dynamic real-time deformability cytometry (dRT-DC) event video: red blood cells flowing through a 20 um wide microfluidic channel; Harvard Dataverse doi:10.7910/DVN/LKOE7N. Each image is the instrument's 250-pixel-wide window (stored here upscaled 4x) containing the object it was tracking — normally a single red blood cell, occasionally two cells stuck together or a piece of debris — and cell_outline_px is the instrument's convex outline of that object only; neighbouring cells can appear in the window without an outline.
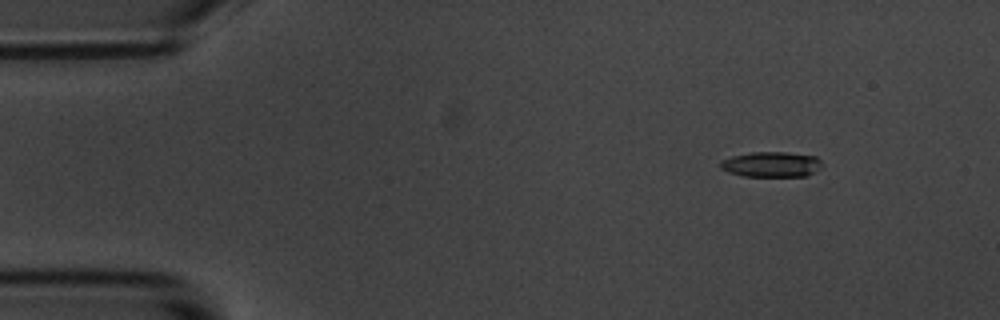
{"species": "common noctule bat (a hibernating species)", "species_latin": "Nyctalus noctula", "temperature_condition": "room temperature", "stored_images_in_passage": 5, "camera_frame_rate_fps": 3000, "um_per_image_px": 0.085, "animal": {"sex": "male", "body_mass_g": 20.1, "forearm_length_mm": 53.5}, "frame": {"image": 1, "passage_image": 1, "time_ms": 0.0, "image_size_px": [1000, 320], "cell_outline_px": [[824, 164], [816, 172], [804, 176], [744, 176], [728, 172], [720, 168], [720, 160], [732, 156], [752, 152], [784, 152], [816, 156]], "centroid_in_image_um": [65.58, 13.97], "position_along_channel_um": 19.4, "area_um2": 15.09}}
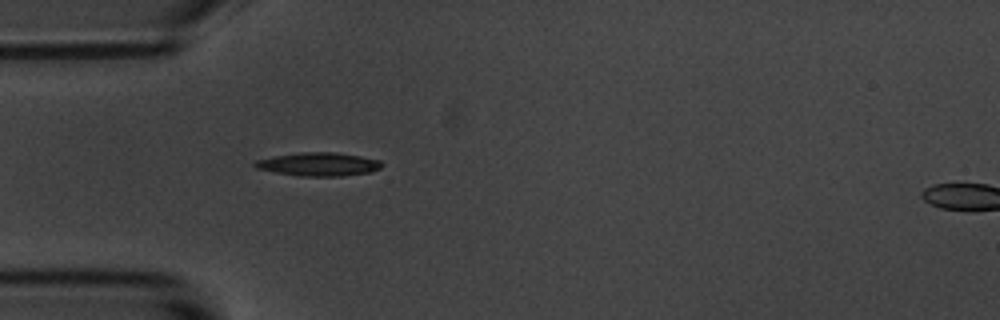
{"frame": {"image": 2, "passage_image": 4, "time_ms": 3.333, "image_size_px": [1000, 320], "cell_outline_px": [[384, 164], [380, 168], [372, 172], [344, 176], [300, 176], [276, 172], [256, 168], [252, 164], [256, 160], [272, 156], [300, 152], [336, 152], [360, 156], [380, 160]], "centroid_in_image_um": [27.1, 13.96], "position_along_channel_um": 57.9, "area_um2": 17.46}}